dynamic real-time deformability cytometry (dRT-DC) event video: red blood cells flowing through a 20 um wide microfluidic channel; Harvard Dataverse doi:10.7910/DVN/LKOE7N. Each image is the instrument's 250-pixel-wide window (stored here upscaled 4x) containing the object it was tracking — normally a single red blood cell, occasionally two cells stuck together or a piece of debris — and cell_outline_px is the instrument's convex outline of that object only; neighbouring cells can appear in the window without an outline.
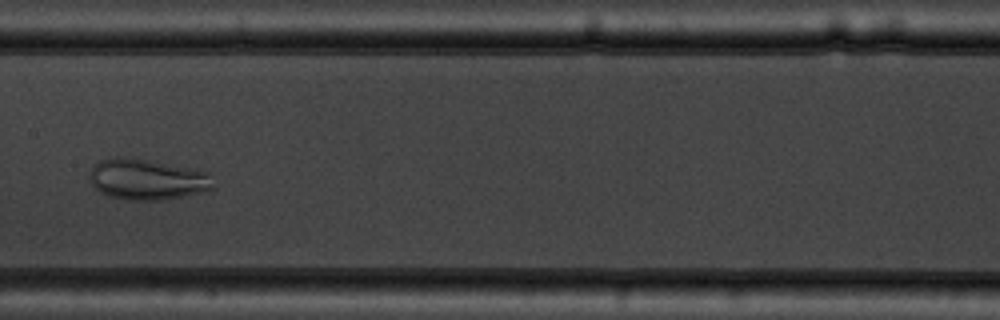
{"species": "common noctule bat (a hibernating species)", "species_latin": "Nyctalus noctula", "temperature_condition": "warm", "stored_images_in_passage": 7, "camera_frame_rate_fps": 3000, "um_per_image_px": 0.085, "animal": {"sex": "male", "body_mass_g": 19.5, "forearm_length_mm": 54.6}, "frame": {"image": 1, "passage_image": 7, "time_ms": 7.667, "image_size_px": [1000, 320], "cell_outline_px": [[212, 188], [204, 192], [164, 200], [124, 200], [108, 196], [100, 192], [88, 180], [88, 172], [100, 160], [116, 156], [124, 156], [148, 160], [208, 172]], "centroid_in_image_um": [12.42, 15.25], "position_along_channel_um": 195.0, "area_um2": 29.42}}